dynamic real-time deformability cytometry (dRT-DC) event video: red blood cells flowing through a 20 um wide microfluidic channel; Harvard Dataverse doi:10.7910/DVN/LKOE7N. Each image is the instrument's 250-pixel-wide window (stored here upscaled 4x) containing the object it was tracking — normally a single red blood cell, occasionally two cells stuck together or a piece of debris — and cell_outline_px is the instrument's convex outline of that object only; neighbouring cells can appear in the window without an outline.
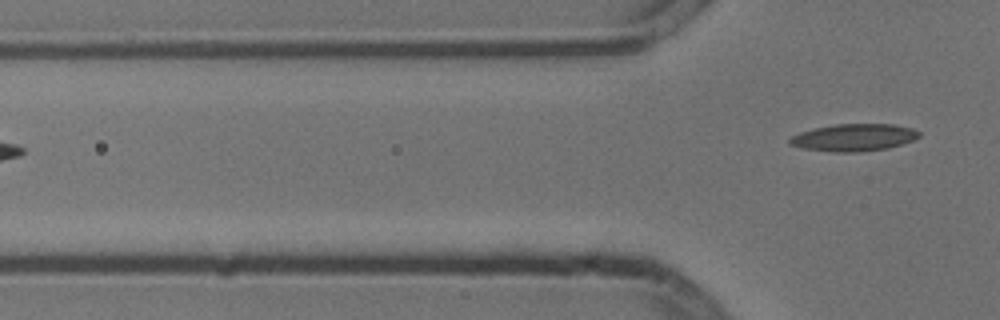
{"species": "common noctule bat (a hibernating species)", "species_latin": "Nyctalus noctula", "temperature_condition": "cold", "stored_images_in_passage": 4, "camera_frame_rate_fps": 3000, "um_per_image_px": 0.085, "animal": {"sex": "male", "body_mass_g": 13.3}, "frame": {"image": 1, "passage_image": 4, "time_ms": 1.0, "image_size_px": [1000, 320], "cell_outline_px": [[920, 136], [912, 140], [888, 148], [860, 152], [832, 152], [804, 148], [788, 144], [788, 140], [792, 136], [800, 132], [816, 128], [836, 124], [896, 124], [912, 128], [920, 132]], "centroid_in_image_um": [72.58, 11.68], "position_along_channel_um": 53.2, "area_um2": 20.46}}